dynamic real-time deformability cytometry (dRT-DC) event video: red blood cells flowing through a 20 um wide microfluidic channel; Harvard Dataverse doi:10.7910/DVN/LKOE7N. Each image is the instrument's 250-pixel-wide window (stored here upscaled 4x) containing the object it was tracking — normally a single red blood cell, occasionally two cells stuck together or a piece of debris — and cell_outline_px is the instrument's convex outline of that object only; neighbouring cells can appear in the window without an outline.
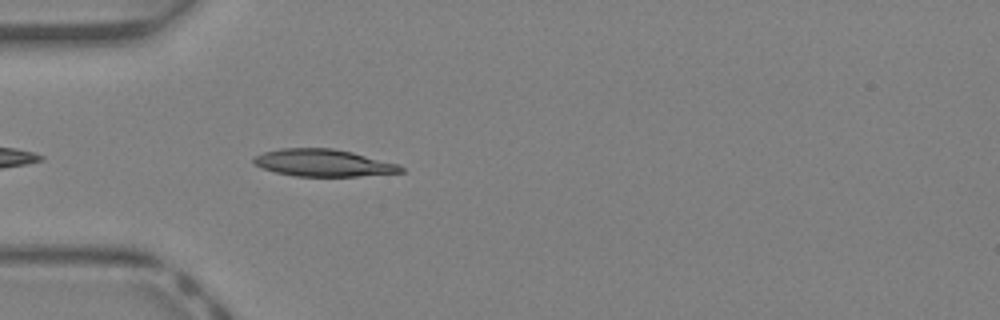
{"species": "Egyptian fruit bat (a non-hibernating species)", "species_latin": "Rousettus aegyptiacus", "temperature_condition": "warm", "stored_images_in_passage": 10, "camera_frame_rate_fps": 3000, "um_per_image_px": 0.085, "animal": {"sex": "female"}, "frame": {"image": 1, "passage_image": 2, "time_ms": 0.333, "image_size_px": [1000, 320], "cell_outline_px": [[404, 172], [356, 176], [296, 176], [276, 172], [252, 164], [252, 160], [256, 156], [264, 152], [280, 148], [332, 148], [352, 152], [400, 164], [404, 168]], "centroid_in_image_um": [27.5, 13.84], "position_along_channel_um": 57.5, "area_um2": 23.24}}
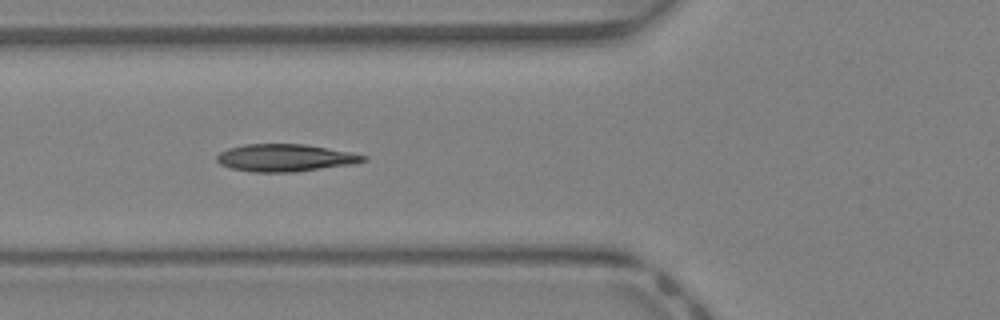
{"frame": {"image": 2, "passage_image": 5, "time_ms": 1.333, "image_size_px": [1000, 320], "cell_outline_px": [[368, 160], [356, 164], [296, 172], [252, 172], [232, 168], [220, 164], [216, 160], [216, 156], [220, 152], [228, 148], [244, 144], [304, 144], [352, 152], [368, 156]], "centroid_in_image_um": [24.29, 13.42], "position_along_channel_um": 101.5, "area_um2": 23.64}}
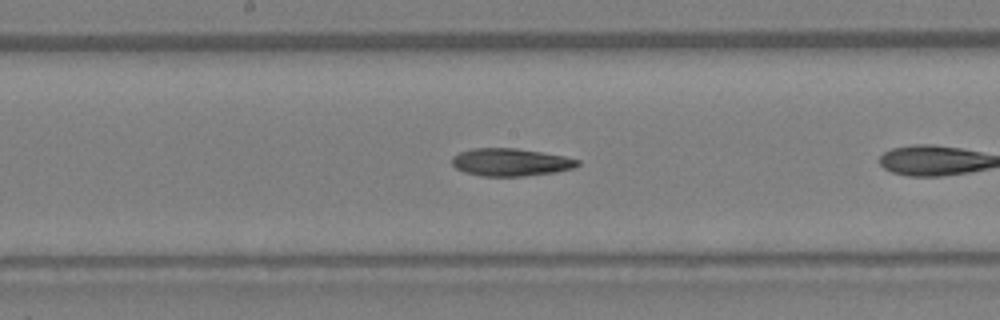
{"frame": {"image": 3, "passage_image": 9, "time_ms": 2.667, "image_size_px": [1000, 320], "cell_outline_px": [[580, 164], [572, 168], [556, 172], [524, 176], [484, 176], [464, 172], [456, 168], [452, 164], [452, 156], [460, 152], [472, 148], [516, 148], [564, 156], [580, 160]], "centroid_in_image_um": [43.39, 13.78], "position_along_channel_um": 204.8, "area_um2": 20.17}}